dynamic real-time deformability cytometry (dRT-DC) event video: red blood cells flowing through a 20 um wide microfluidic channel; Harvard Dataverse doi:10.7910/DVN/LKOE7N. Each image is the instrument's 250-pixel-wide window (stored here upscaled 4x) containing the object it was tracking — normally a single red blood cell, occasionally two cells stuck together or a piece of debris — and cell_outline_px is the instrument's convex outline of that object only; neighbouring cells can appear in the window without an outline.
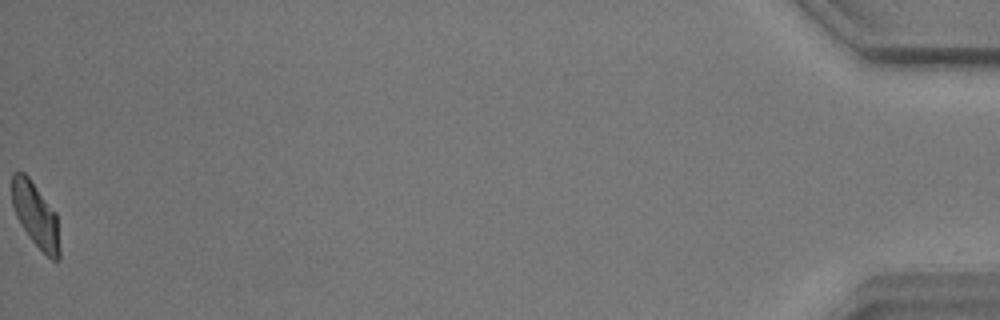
{"species": "common noctule bat (a hibernating species)", "species_latin": "Nyctalus noctula", "temperature_condition": "warm", "stored_images_in_passage": 41, "camera_frame_rate_fps": 3000, "um_per_image_px": 0.085, "animal": {"sex": "male", "body_mass_g": 17.9}, "frame": {"image": 1, "passage_image": 41, "time_ms": 13.333, "image_size_px": [1000, 320], "cell_outline_px": [[60, 260], [52, 260], [32, 240], [16, 216], [12, 204], [12, 172], [24, 172], [28, 176], [56, 212], [60, 248]], "centroid_in_image_um": [3.04, 18.26], "position_along_channel_um": 432.2, "area_um2": 17.74}}